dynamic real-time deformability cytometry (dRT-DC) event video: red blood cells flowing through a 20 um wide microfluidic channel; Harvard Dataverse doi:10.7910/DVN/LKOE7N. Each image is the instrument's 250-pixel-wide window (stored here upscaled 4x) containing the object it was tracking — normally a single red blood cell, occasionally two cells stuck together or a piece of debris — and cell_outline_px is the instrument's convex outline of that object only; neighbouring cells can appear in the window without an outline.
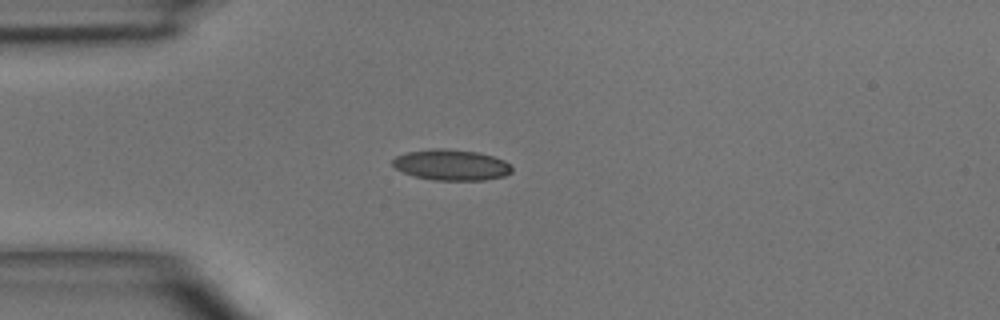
{"species": "common noctule bat (a hibernating species)", "species_latin": "Nyctalus noctula", "temperature_condition": "room temperature", "stored_images_in_passage": 2, "camera_frame_rate_fps": 3000, "um_per_image_px": 0.085, "animal": {"sex": "male", "body_mass_g": 15.6}, "frame": {"image": 1, "passage_image": 1, "time_ms": 0.0, "image_size_px": [1000, 320], "cell_outline_px": [[512, 172], [504, 176], [484, 180], [432, 180], [412, 176], [396, 168], [392, 164], [392, 160], [396, 156], [408, 152], [432, 148], [444, 148], [476, 152], [492, 156], [504, 160], [512, 168]], "centroid_in_image_um": [38.34, 14.02], "position_along_channel_um": 46.7, "area_um2": 21.39}}